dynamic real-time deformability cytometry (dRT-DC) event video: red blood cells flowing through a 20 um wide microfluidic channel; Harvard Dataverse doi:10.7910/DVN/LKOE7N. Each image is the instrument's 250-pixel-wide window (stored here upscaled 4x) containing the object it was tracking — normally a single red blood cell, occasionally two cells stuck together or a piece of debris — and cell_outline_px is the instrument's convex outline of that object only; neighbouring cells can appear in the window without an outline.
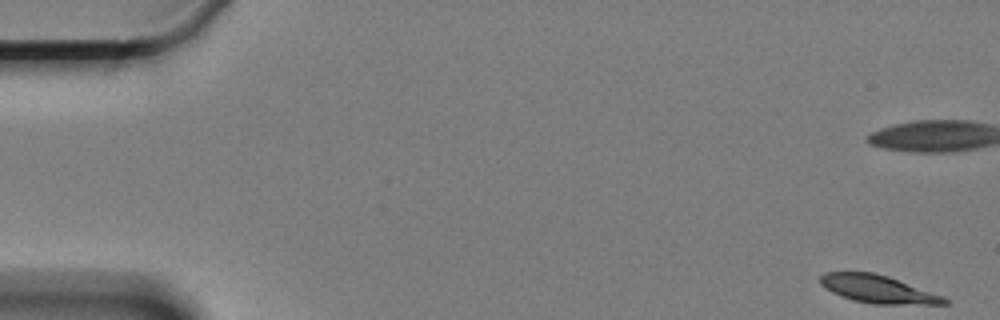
{"species": "Egyptian fruit bat (a non-hibernating species)", "species_latin": "Rousettus aegyptiacus", "temperature_condition": "cold", "stored_images_in_passage": 61, "camera_frame_rate_fps": 3000, "um_per_image_px": 0.085, "animal": {"sex": "female"}, "frame": {"image": 1, "passage_image": 1, "time_ms": 0.0, "image_size_px": [1000, 320], "cell_outline_px": [[948, 304], [872, 304], [852, 300], [840, 296], [824, 288], [820, 284], [820, 276], [824, 272], [872, 272], [888, 276], [944, 296], [948, 300]], "centroid_in_image_um": [74.6, 24.58], "position_along_channel_um": 10.4, "area_um2": 20.17}}
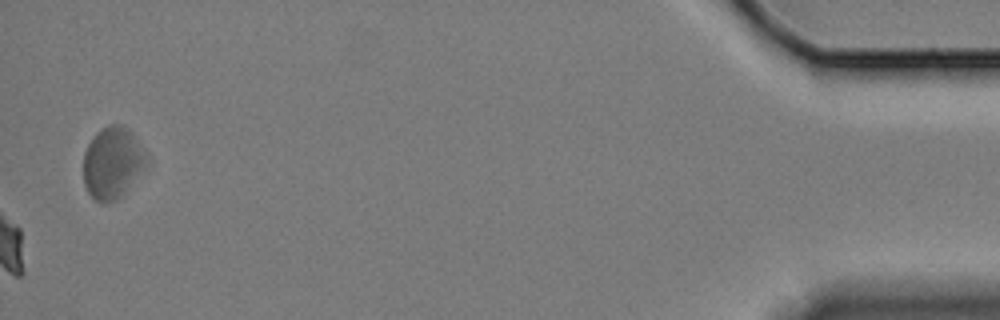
{"frame": {"image": 2, "passage_image": 61, "time_ms": 20.0, "image_size_px": [1000, 320], "cell_outline_px": [[152, 164], [124, 196], [112, 200], [96, 200], [88, 192], [84, 184], [84, 152], [88, 144], [96, 132], [108, 124], [120, 124], [128, 128]], "centroid_in_image_um": [9.63, 13.84], "position_along_channel_um": 425.6, "area_um2": 26.76}, "authors_computed_cell_mechanics": {"area_um2": 21.3282, "velocity_mm_per_s": 3.2903, "shape_relaxation_time_tau1_ms": 5.4255, "shape_relaxation_time_tau2_ms": 6.6717, "deformation_change_tau1": 0.1559, "deformation_change_tau2": 0.1056}}